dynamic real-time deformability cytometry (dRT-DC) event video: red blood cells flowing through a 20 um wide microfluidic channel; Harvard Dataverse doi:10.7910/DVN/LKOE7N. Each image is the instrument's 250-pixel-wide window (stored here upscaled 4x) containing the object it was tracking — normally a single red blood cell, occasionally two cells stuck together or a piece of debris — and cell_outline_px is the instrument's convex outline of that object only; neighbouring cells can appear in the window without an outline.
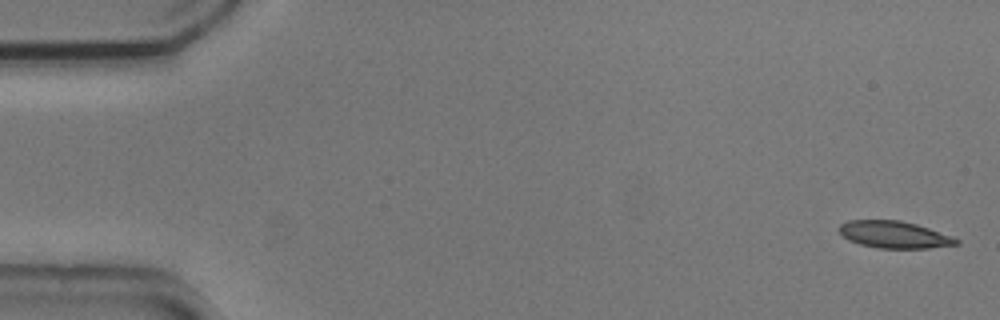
{"species": "common noctule bat (a hibernating species)", "species_latin": "Nyctalus noctula", "temperature_condition": "cold", "stored_images_in_passage": 5, "segment_of_instrument_passage": [1, 2], "camera_frame_rate_fps": 3000, "um_per_image_px": 0.085, "animal": {"sex": "male", "body_mass_g": 20.5, "forearm_length_mm": 52.5}, "frame": {"image": 1, "passage_image": 1, "time_ms": 0.0, "image_size_px": [1000, 320], "cell_outline_px": [[960, 244], [928, 248], [876, 248], [860, 244], [848, 240], [840, 232], [840, 224], [848, 220], [900, 220], [916, 224], [952, 236], [960, 240]], "centroid_in_image_um": [76.02, 19.94], "position_along_channel_um": 9.0, "area_um2": 18.38}}
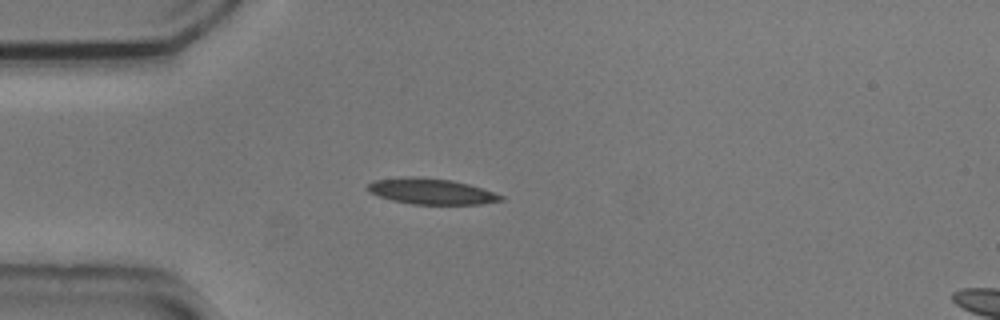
{"frame": {"image": 2, "passage_image": 4, "time_ms": 1.0, "image_size_px": [1000, 320], "cell_outline_px": [[504, 200], [480, 204], [412, 204], [392, 200], [368, 192], [368, 184], [372, 180], [404, 176], [412, 176], [452, 180], [468, 184], [504, 196]], "centroid_in_image_um": [36.62, 16.26], "position_along_channel_um": 48.4, "area_um2": 19.94}}